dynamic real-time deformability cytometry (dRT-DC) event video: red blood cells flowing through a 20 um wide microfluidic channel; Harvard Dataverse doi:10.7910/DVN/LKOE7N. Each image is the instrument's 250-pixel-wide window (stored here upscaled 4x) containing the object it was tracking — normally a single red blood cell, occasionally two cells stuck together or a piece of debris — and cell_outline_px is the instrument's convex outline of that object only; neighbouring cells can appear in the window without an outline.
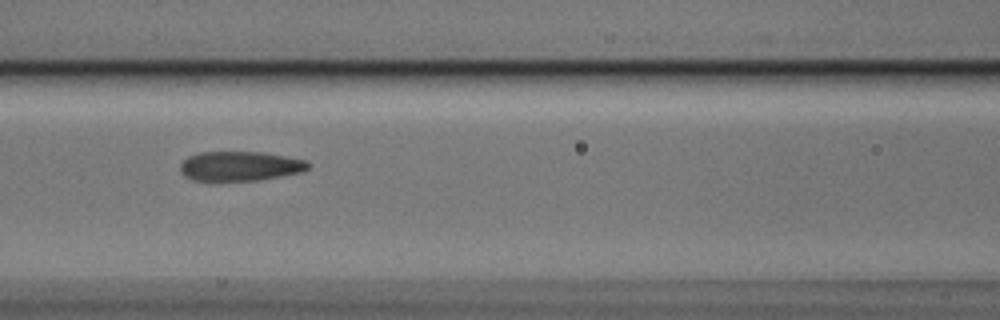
{"species": "Egyptian fruit bat (a non-hibernating species)", "species_latin": "Rousettus aegyptiacus", "temperature_condition": "cold", "stored_images_in_passage": 5, "camera_frame_rate_fps": 3000, "um_per_image_px": 0.085, "animal": {"sex": "male"}, "frame": {"image": 1, "passage_image": 3, "time_ms": 0.667, "image_size_px": [1000, 320], "cell_outline_px": [[312, 164], [304, 172], [260, 180], [192, 180], [184, 176], [180, 172], [180, 164], [188, 156], [200, 152], [264, 152], [308, 160]], "centroid_in_image_um": [20.45, 14.11], "position_along_channel_um": 146.2, "area_um2": 22.25}}
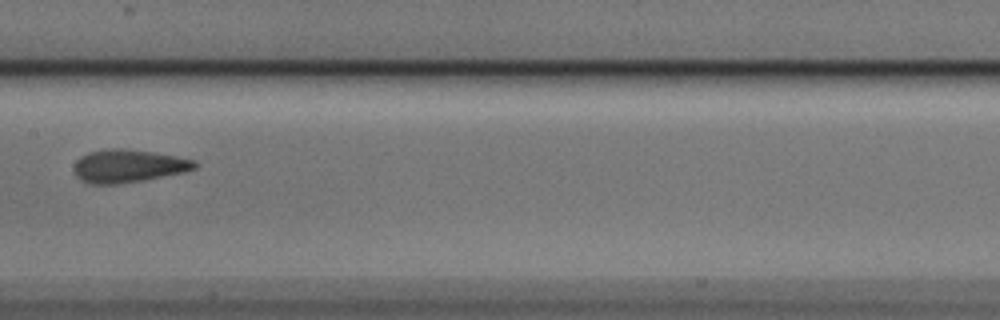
{"frame": {"image": 2, "passage_image": 4, "time_ms": 1.0, "image_size_px": [1000, 320], "cell_outline_px": [[200, 164], [196, 168], [184, 172], [144, 180], [116, 184], [92, 184], [76, 176], [76, 160], [88, 152], [112, 148], [120, 148], [152, 152], [176, 156], [196, 160]], "centroid_in_image_um": [10.97, 14.1], "position_along_channel_um": 196.4, "area_um2": 22.95}}
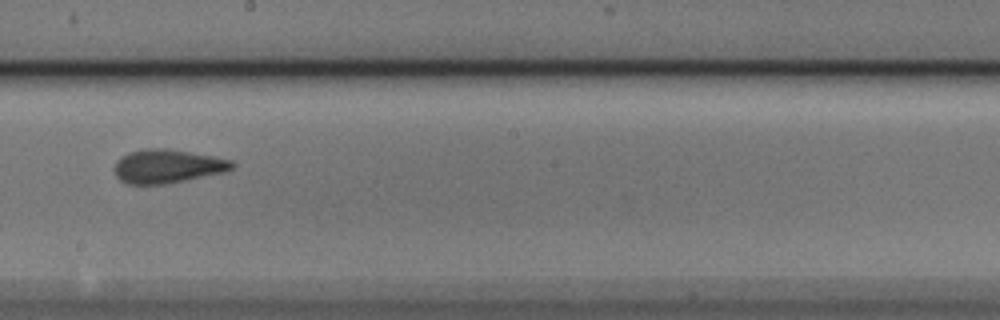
{"frame": {"image": 3, "passage_image": 5, "time_ms": 1.333, "image_size_px": [1000, 320], "cell_outline_px": [[236, 164], [228, 172], [164, 184], [128, 184], [120, 180], [116, 176], [112, 168], [116, 160], [120, 156], [128, 152], [144, 148], [168, 148], [212, 156], [232, 160]], "centroid_in_image_um": [14.21, 14.12], "position_along_channel_um": 234.0, "area_um2": 23.47}}